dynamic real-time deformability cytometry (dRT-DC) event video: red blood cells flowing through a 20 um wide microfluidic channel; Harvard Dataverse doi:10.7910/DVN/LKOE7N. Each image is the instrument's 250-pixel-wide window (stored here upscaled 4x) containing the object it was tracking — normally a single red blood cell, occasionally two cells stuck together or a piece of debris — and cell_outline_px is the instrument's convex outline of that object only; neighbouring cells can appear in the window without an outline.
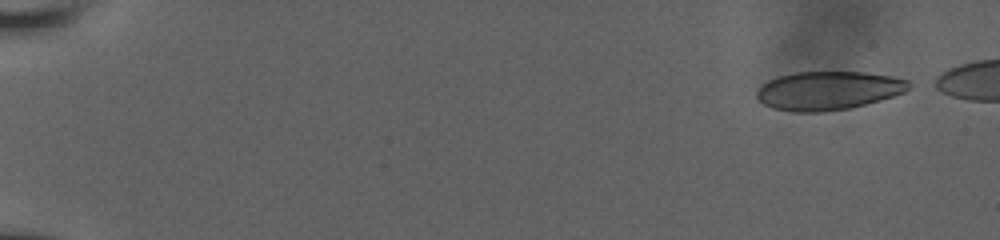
{"species": "human", "species_latin": "Homo sapiens", "temperature_condition": "room temperature", "stored_images_in_passage": 32, "camera_frame_rate_fps": 3000, "um_per_image_px": 0.085, "donor": {"sex": "male"}, "frame": {"image": 1, "passage_image": 1, "time_ms": 0.0, "image_size_px": [1000, 240], "cell_outline_px": [[912, 88], [904, 92], [880, 100], [848, 108], [820, 112], [792, 112], [772, 108], [764, 104], [756, 96], [756, 92], [760, 84], [776, 76], [796, 72], [864, 72], [892, 76], [908, 80], [912, 84]], "centroid_in_image_um": [70.38, 7.69], "position_along_channel_um": 14.6, "area_um2": 34.39}}
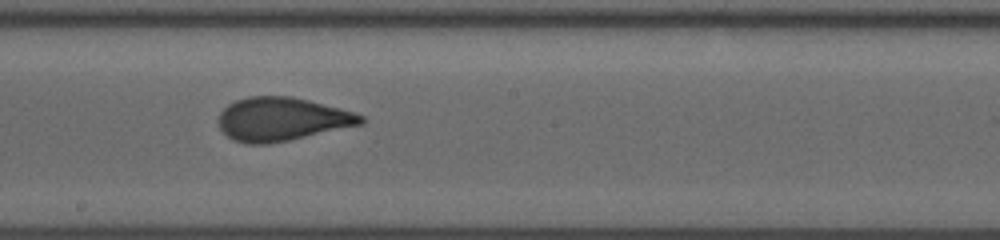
{"frame": {"image": 2, "passage_image": 19, "time_ms": 9.667, "image_size_px": [1000, 240], "cell_outline_px": [[364, 124], [288, 140], [268, 144], [248, 144], [232, 140], [220, 128], [216, 120], [220, 112], [228, 104], [236, 100], [248, 96], [292, 96], [340, 108], [364, 116]], "centroid_in_image_um": [23.92, 10.13], "position_along_channel_um": 224.3, "area_um2": 36.13}}
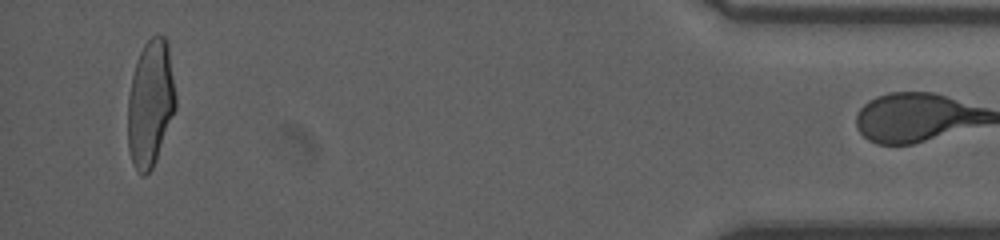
{"frame": {"image": 3, "passage_image": 31, "time_ms": 16.333, "image_size_px": [1000, 240], "cell_outline_px": [[176, 108], [152, 168], [144, 176], [136, 172], [132, 164], [128, 148], [128, 96], [132, 76], [136, 60], [144, 44], [152, 36], [164, 36], [168, 44], [176, 96]], "centroid_in_image_um": [12.77, 8.79], "position_along_channel_um": 422.4, "area_um2": 35.2}}